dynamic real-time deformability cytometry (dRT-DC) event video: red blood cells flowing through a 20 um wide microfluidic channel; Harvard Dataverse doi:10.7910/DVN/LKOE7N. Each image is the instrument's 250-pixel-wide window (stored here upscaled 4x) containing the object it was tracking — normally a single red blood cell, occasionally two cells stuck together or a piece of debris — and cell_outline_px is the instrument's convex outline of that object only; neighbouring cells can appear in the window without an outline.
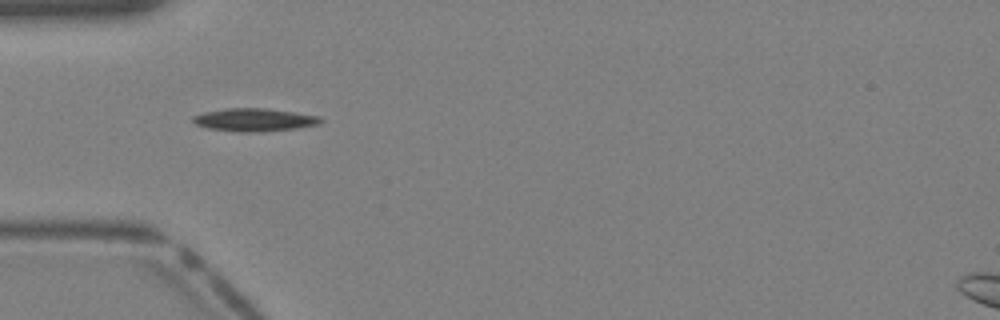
{"species": "Egyptian fruit bat (a non-hibernating species)", "species_latin": "Rousettus aegyptiacus", "temperature_condition": "warm", "stored_images_in_passage": 28, "camera_frame_rate_fps": 3000, "um_per_image_px": 0.085, "animal": {"sex": "female"}, "frame": {"image": 1, "passage_image": 1, "time_ms": 0.0, "image_size_px": [1000, 320], "cell_outline_px": [[324, 120], [316, 124], [296, 128], [260, 132], [240, 132], [208, 128], [196, 124], [192, 120], [192, 116], [204, 112], [224, 108], [264, 108], [320, 116]], "centroid_in_image_um": [21.58, 10.18], "position_along_channel_um": 63.4, "area_um2": 16.94}}
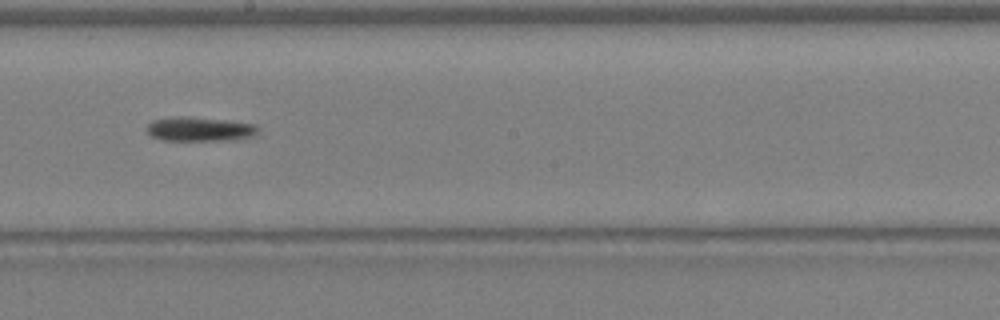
{"frame": {"image": 2, "passage_image": 11, "time_ms": 3.333, "image_size_px": [1000, 320], "cell_outline_px": [[256, 136], [236, 140], [160, 140], [152, 136], [148, 132], [148, 124], [152, 120], [172, 116], [184, 116], [224, 120], [256, 124]], "centroid_in_image_um": [16.97, 10.97], "position_along_channel_um": 231.2, "area_um2": 15.72}}
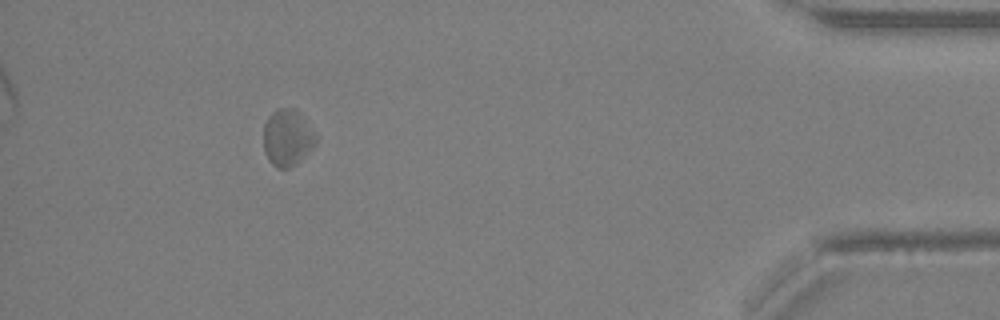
{"frame": {"image": 3, "passage_image": 25, "time_ms": 8.0, "image_size_px": [1000, 320], "cell_outline_px": [[316, 144], [296, 164], [288, 168], [276, 168], [268, 160], [264, 152], [264, 124], [268, 116], [276, 108], [296, 108], [304, 116], [316, 132]], "centroid_in_image_um": [24.44, 11.67], "position_along_channel_um": 410.8, "area_um2": 17.63}}